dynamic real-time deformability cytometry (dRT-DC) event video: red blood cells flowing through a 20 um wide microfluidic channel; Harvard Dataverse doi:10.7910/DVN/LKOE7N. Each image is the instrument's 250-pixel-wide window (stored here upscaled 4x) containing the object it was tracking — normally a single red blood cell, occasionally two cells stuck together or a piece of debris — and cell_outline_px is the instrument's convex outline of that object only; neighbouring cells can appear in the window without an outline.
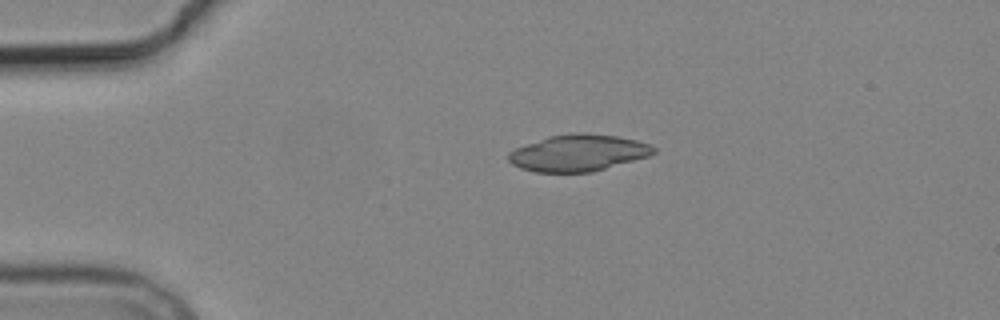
{"species": "common noctule bat (a hibernating species)", "species_latin": "Nyctalus noctula", "temperature_condition": "cold", "stored_images_in_passage": 4, "camera_frame_rate_fps": 3000, "um_per_image_px": 0.085, "animal": {"sex": "male", "body_mass_g": 19.2, "forearm_length_mm": 51.8}, "frame": {"image": 1, "passage_image": 3, "time_ms": 3.333, "image_size_px": [1000, 320], "cell_outline_px": [[656, 152], [648, 156], [592, 172], [536, 172], [520, 168], [512, 164], [508, 160], [508, 152], [516, 148], [548, 136], [576, 132], [584, 132], [616, 136], [636, 140], [652, 144], [656, 148]], "centroid_in_image_um": [49.16, 12.99], "position_along_channel_um": 35.8, "area_um2": 30.98}}